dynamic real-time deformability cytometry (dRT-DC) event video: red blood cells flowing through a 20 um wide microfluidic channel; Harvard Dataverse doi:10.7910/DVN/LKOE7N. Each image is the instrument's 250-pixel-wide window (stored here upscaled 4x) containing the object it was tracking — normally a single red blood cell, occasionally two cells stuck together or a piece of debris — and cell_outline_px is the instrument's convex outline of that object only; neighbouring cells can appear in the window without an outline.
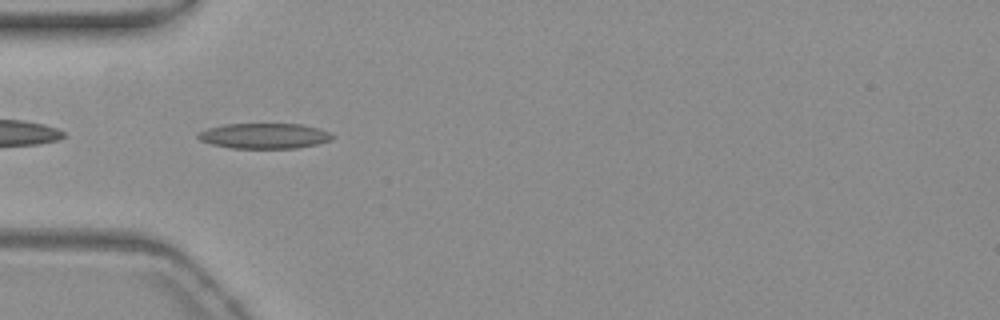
{"species": "common noctule bat (a hibernating species)", "species_latin": "Nyctalus noctula", "temperature_condition": "warm", "stored_images_in_passage": 40, "camera_frame_rate_fps": 3000, "um_per_image_px": 0.085, "animal": {"sex": "female", "body_mass_g": 19.3, "forearm_length_mm": 54.1}, "frame": {"image": 1, "passage_image": 2, "time_ms": 0.333, "image_size_px": [1000, 320], "cell_outline_px": [[336, 136], [332, 140], [316, 144], [296, 148], [232, 148], [212, 144], [200, 140], [196, 136], [196, 132], [208, 128], [224, 124], [300, 124], [316, 128], [328, 132]], "centroid_in_image_um": [22.44, 11.55], "position_along_channel_um": 62.6, "area_um2": 19.83}}
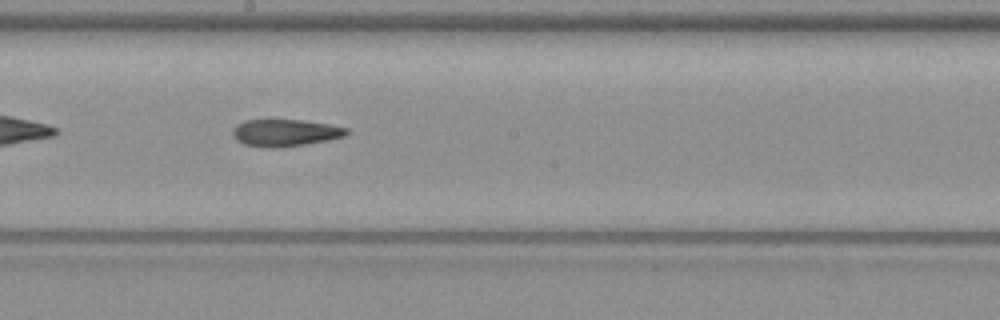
{"frame": {"image": 2, "passage_image": 15, "time_ms": 4.667, "image_size_px": [1000, 320], "cell_outline_px": [[348, 132], [344, 136], [304, 144], [272, 148], [264, 148], [244, 144], [236, 140], [232, 136], [232, 128], [236, 124], [244, 120], [304, 120], [328, 124], [348, 128]], "centroid_in_image_um": [24.16, 11.28], "position_along_channel_um": 224.0, "area_um2": 17.86}}
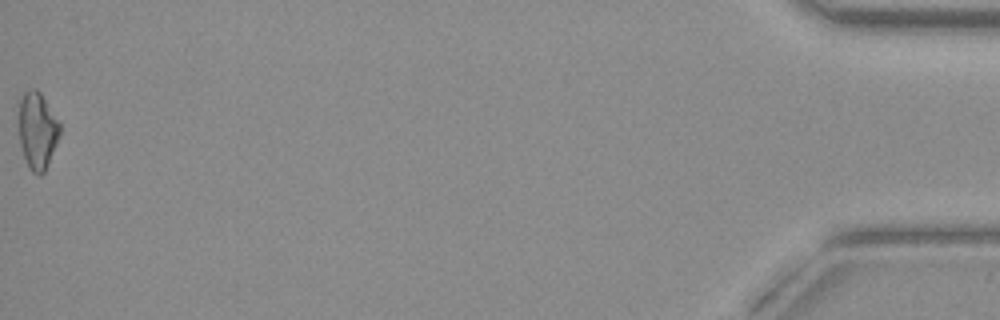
{"frame": {"image": 3, "passage_image": 40, "time_ms": 13.0, "image_size_px": [1000, 320], "cell_outline_px": [[60, 132], [56, 144], [48, 164], [44, 172], [40, 176], [36, 176], [28, 168], [20, 144], [20, 100], [24, 92], [28, 88], [36, 88], [40, 92], [60, 124]], "centroid_in_image_um": [3.18, 11.12], "position_along_channel_um": 432.0, "area_um2": 18.15}, "authors_computed_cell_mechanics": {"area_um2": 18.1492, "velocity_mm_per_s": 3.757, "shape_relaxation_time_tau1_ms": null, "shape_relaxation_time_tau2_ms": 6.0119, "deformation_change_tau1": null, "deformation_change_tau2": 0.163}}